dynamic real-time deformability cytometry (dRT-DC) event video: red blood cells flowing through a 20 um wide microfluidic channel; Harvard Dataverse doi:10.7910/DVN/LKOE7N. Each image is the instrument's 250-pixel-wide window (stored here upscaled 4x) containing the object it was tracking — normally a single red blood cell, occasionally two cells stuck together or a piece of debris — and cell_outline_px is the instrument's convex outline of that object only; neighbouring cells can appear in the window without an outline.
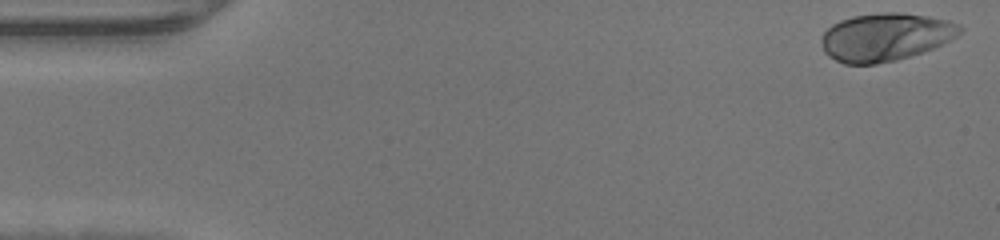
{"species": "human", "species_latin": "Homo sapiens", "temperature_condition": "warm", "stored_images_in_passage": 10, "camera_frame_rate_fps": 3000, "um_per_image_px": 0.085, "donor": {"sex": "male"}, "frame": {"image": 1, "passage_image": 1, "time_ms": 0.0, "image_size_px": [1000, 240], "cell_outline_px": [[964, 28], [956, 36], [932, 48], [896, 60], [876, 64], [844, 64], [828, 56], [824, 52], [824, 32], [832, 24], [840, 20], [852, 16], [880, 12], [900, 12], [928, 16], [948, 20], [960, 24]], "centroid_in_image_um": [75.27, 3.13], "position_along_channel_um": 9.7, "area_um2": 38.32}}